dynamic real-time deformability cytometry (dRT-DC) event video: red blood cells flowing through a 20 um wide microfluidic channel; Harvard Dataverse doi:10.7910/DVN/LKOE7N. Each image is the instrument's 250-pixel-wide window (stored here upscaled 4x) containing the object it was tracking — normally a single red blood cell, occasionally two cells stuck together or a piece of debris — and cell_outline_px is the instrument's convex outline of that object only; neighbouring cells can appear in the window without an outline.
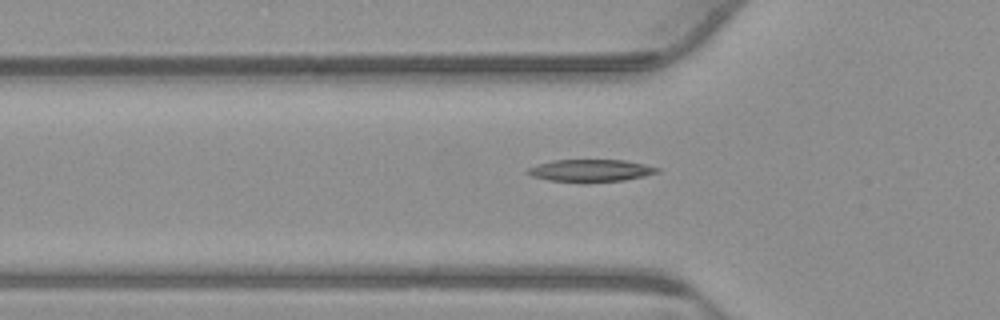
{"species": "common noctule bat (a hibernating species)", "species_latin": "Nyctalus noctula", "temperature_condition": "warm", "stored_images_in_passage": 45, "camera_frame_rate_fps": 3000, "um_per_image_px": 0.085, "animal": {"sex": "male", "body_mass_g": 23.1, "forearm_length_mm": 52.7}, "frame": {"image": 1, "passage_image": 18, "time_ms": 5.667, "image_size_px": [1000, 320], "cell_outline_px": [[660, 172], [644, 176], [624, 180], [588, 184], [548, 180], [532, 176], [524, 172], [528, 168], [536, 164], [552, 160], [624, 160], [644, 164], [660, 168]], "centroid_in_image_um": [50.17, 14.52], "position_along_channel_um": 75.6, "area_um2": 17.34}}
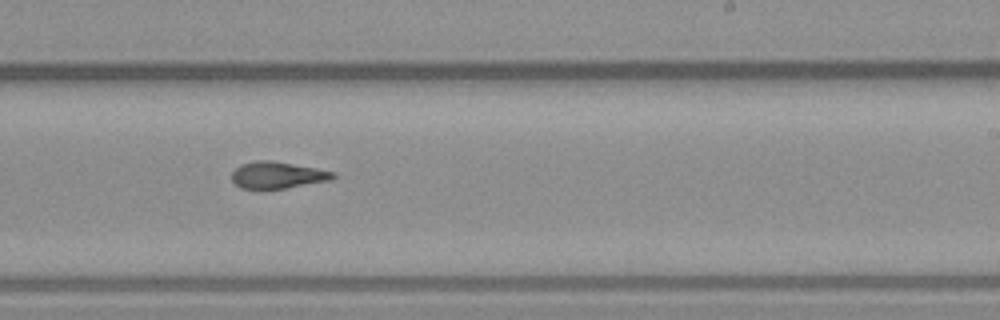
{"frame": {"image": 2, "passage_image": 33, "time_ms": 10.667, "image_size_px": [1000, 320], "cell_outline_px": [[336, 176], [328, 180], [284, 188], [240, 188], [232, 180], [232, 172], [240, 164], [256, 160], [272, 160], [316, 168], [336, 172]], "centroid_in_image_um": [23.56, 14.86], "position_along_channel_um": 265.4, "area_um2": 15.55}}
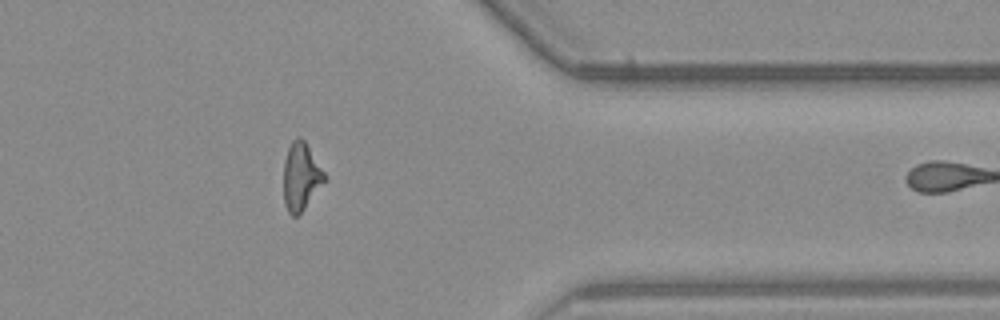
{"frame": {"image": 3, "passage_image": 44, "time_ms": 14.333, "image_size_px": [1000, 320], "cell_outline_px": [[324, 180], [304, 208], [296, 216], [292, 216], [288, 212], [284, 204], [284, 160], [288, 148], [292, 140], [296, 136], [300, 136], [304, 140], [324, 172]], "centroid_in_image_um": [25.54, 14.97], "position_along_channel_um": 385.9, "area_um2": 15.66}}